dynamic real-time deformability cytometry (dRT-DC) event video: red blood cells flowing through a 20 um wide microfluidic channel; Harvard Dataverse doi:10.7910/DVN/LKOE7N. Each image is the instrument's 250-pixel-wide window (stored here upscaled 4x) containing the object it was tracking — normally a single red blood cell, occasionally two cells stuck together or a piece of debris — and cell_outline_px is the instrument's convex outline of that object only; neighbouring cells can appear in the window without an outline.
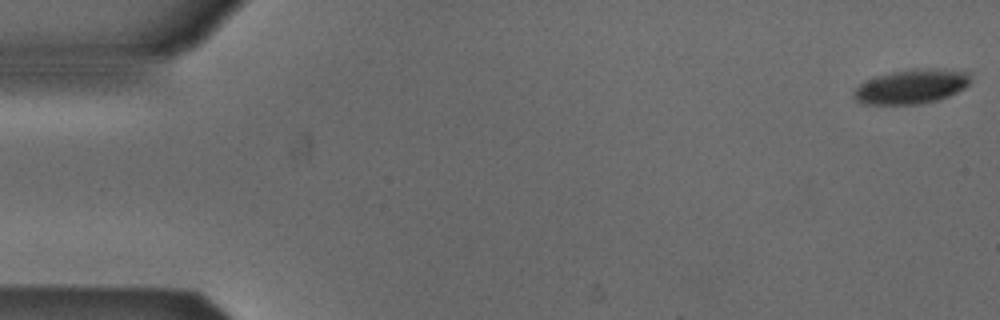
{"species": "Egyptian fruit bat (a non-hibernating species)", "species_latin": "Rousettus aegyptiacus", "temperature_condition": "cold", "stored_images_in_passage": 53, "camera_frame_rate_fps": 3000, "um_per_image_px": 0.085, "animal": {"sex": "male"}, "frame": {"image": 1, "passage_image": 1, "time_ms": 0.0, "image_size_px": [1000, 320], "cell_outline_px": [[968, 84], [964, 88], [948, 96], [936, 100], [920, 104], [864, 104], [856, 100], [852, 96], [852, 92], [864, 80], [876, 76], [892, 72], [912, 68], [932, 68], [968, 72]], "centroid_in_image_um": [77.4, 7.35], "position_along_channel_um": 7.6, "area_um2": 23.29}}
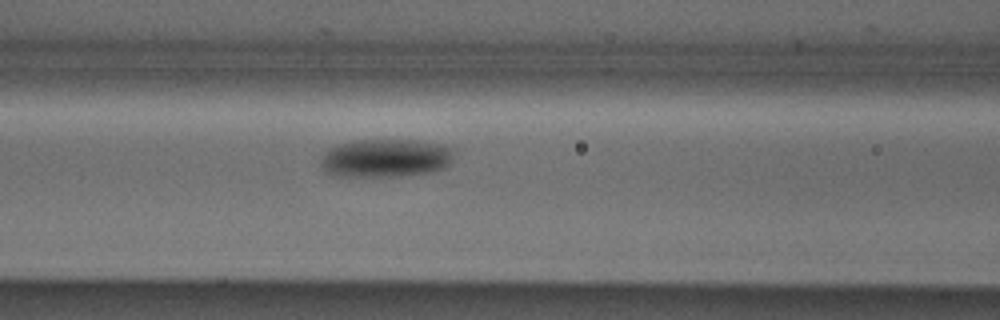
{"frame": {"image": 2, "passage_image": 22, "time_ms": 7.0, "image_size_px": [1000, 320], "cell_outline_px": [[456, 148], [452, 160], [444, 168], [432, 172], [400, 176], [336, 176], [328, 172], [320, 164], [320, 156], [328, 148], [336, 144], [356, 140], [416, 140], [452, 144]], "centroid_in_image_um": [32.84, 13.41], "position_along_channel_um": 133.8, "area_um2": 30.46}}
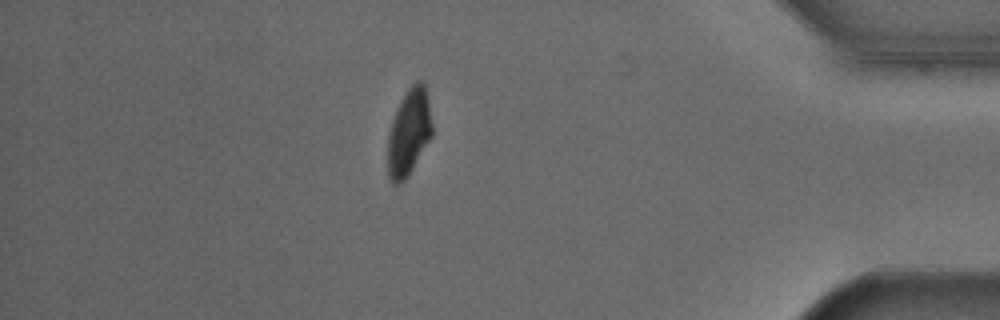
{"frame": {"image": 3, "passage_image": 46, "time_ms": 15.0, "image_size_px": [1000, 320], "cell_outline_px": [[432, 136], [408, 176], [400, 184], [392, 184], [388, 176], [388, 136], [392, 120], [396, 108], [400, 100], [408, 88], [416, 80], [424, 80], [428, 100], [432, 124]], "centroid_in_image_um": [34.75, 11.23], "position_along_channel_um": 400.4, "area_um2": 22.54}, "authors_computed_cell_mechanics": {"area_um2": 25.8944, "velocity_mm_per_s": 3.8599, "shape_relaxation_time_tau1_ms": 1.8161, "shape_relaxation_time_tau2_ms": null, "deformation_change_tau1": 0.0925, "deformation_change_tau2": null}}